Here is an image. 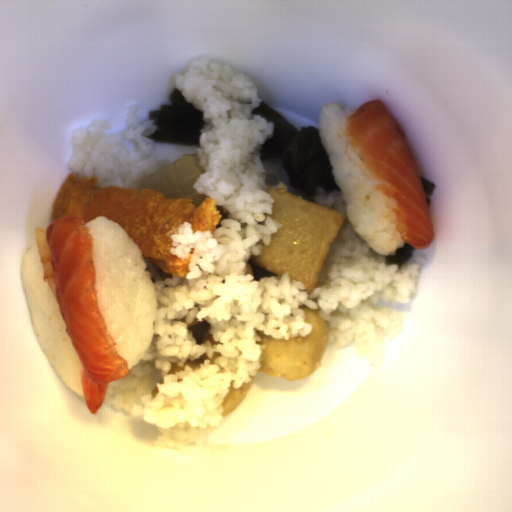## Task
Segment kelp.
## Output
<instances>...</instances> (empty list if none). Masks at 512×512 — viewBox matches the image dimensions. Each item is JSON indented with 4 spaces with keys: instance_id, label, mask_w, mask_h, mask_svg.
<instances>
[{
    "instance_id": "kelp-1",
    "label": "kelp",
    "mask_w": 512,
    "mask_h": 512,
    "mask_svg": "<svg viewBox=\"0 0 512 512\" xmlns=\"http://www.w3.org/2000/svg\"><path fill=\"white\" fill-rule=\"evenodd\" d=\"M251 115H261L273 123L272 137L261 145L259 156L264 161L281 157L289 186L313 194L317 188L328 194L341 191L315 127H296L263 101L252 109Z\"/></svg>"
},
{
    "instance_id": "kelp-2",
    "label": "kelp",
    "mask_w": 512,
    "mask_h": 512,
    "mask_svg": "<svg viewBox=\"0 0 512 512\" xmlns=\"http://www.w3.org/2000/svg\"><path fill=\"white\" fill-rule=\"evenodd\" d=\"M155 131L148 135L152 143L160 145H181L191 148L201 146L199 137L204 127L203 110H198L187 101L179 89H172L169 102L149 111Z\"/></svg>"
},
{
    "instance_id": "kelp-3",
    "label": "kelp",
    "mask_w": 512,
    "mask_h": 512,
    "mask_svg": "<svg viewBox=\"0 0 512 512\" xmlns=\"http://www.w3.org/2000/svg\"><path fill=\"white\" fill-rule=\"evenodd\" d=\"M416 248L407 242L404 241L401 248L397 249L395 251V256L393 257H386L387 264H398L399 267L404 266L407 264L413 253L415 252Z\"/></svg>"
},
{
    "instance_id": "kelp-4",
    "label": "kelp",
    "mask_w": 512,
    "mask_h": 512,
    "mask_svg": "<svg viewBox=\"0 0 512 512\" xmlns=\"http://www.w3.org/2000/svg\"><path fill=\"white\" fill-rule=\"evenodd\" d=\"M428 208L431 204L436 183L421 176Z\"/></svg>"
}]
</instances>
